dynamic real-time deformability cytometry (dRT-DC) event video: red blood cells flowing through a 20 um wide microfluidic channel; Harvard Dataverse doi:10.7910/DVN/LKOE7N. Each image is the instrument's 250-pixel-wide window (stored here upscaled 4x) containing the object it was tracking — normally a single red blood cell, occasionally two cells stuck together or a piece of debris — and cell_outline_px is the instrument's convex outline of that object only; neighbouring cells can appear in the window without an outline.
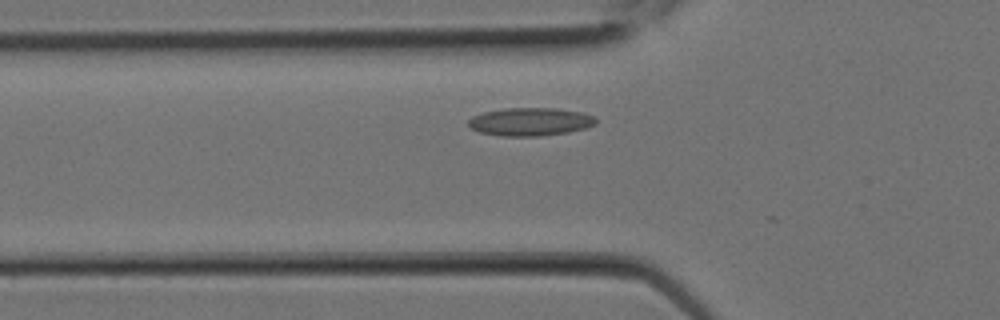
{"species": "Egyptian fruit bat (a non-hibernating species)", "species_latin": "Rousettus aegyptiacus", "temperature_condition": "room temperature", "stored_images_in_passage": 4, "segment_of_instrument_passage": [2, 2], "camera_frame_rate_fps": 3000, "um_per_image_px": 0.085, "animal": {"sex": "female"}, "frame": {"image": 1, "passage_image": 4, "time_ms": 1.0, "image_size_px": [1000, 320], "cell_outline_px": [[596, 124], [588, 128], [568, 132], [540, 136], [500, 136], [480, 132], [468, 128], [468, 120], [472, 116], [484, 112], [504, 108], [556, 108], [580, 112], [592, 116], [596, 120]], "centroid_in_image_um": [45.04, 10.35], "position_along_channel_um": 80.8, "area_um2": 20.98}}